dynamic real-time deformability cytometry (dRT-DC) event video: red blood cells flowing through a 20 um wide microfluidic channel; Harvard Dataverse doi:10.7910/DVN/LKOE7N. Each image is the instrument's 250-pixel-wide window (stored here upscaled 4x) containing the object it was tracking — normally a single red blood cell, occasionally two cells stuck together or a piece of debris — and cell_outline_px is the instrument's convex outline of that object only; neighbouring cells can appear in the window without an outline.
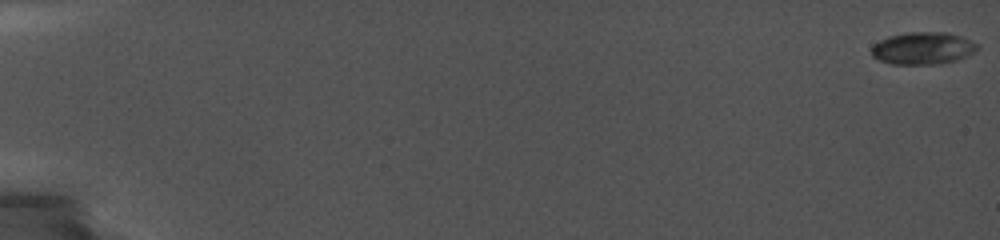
{"species": "common noctule bat (a hibernating species)", "species_latin": "Nyctalus noctula", "temperature_condition": "cold", "stored_images_in_passage": 15, "camera_frame_rate_fps": 5000, "um_per_image_px": 0.085, "animal": {"sex": "female", "body_mass_g": 19.0, "forearm_length_mm": 56.7}, "frame": {"image": 1, "passage_image": 1, "time_ms": 0.0, "image_size_px": [1000, 240], "cell_outline_px": [[980, 48], [976, 52], [956, 60], [940, 64], [892, 64], [880, 60], [872, 56], [872, 44], [888, 36], [908, 32], [944, 32], [960, 36], [980, 44]], "centroid_in_image_um": [78.47, 4.1], "position_along_channel_um": 6.5, "area_um2": 20.06}}
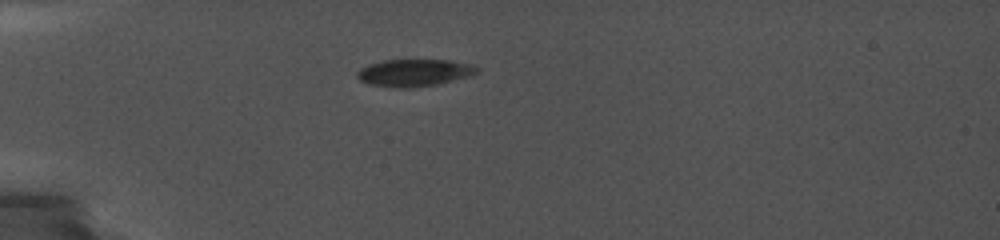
{"frame": {"image": 2, "passage_image": 10, "time_ms": 5.8, "image_size_px": [1000, 240], "cell_outline_px": [[480, 72], [472, 76], [440, 84], [408, 88], [396, 88], [368, 84], [360, 80], [356, 76], [356, 72], [360, 68], [368, 64], [384, 60], [448, 60], [472, 64], [480, 68]], "centroid_in_image_um": [35.25, 6.19], "position_along_channel_um": 49.8, "area_um2": 19.36}}